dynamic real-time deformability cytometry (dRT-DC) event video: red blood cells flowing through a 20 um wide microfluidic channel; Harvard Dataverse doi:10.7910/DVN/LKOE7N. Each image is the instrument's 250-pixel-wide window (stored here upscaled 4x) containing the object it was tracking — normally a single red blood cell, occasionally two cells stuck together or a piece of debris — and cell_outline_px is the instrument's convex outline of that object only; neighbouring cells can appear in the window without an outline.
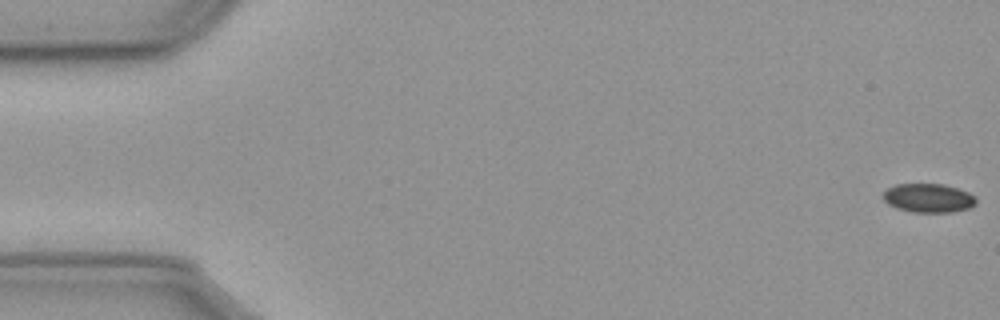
{"species": "common noctule bat (a hibernating species)", "species_latin": "Nyctalus noctula", "temperature_condition": "cold", "stored_images_in_passage": 58, "camera_frame_rate_fps": 3000, "um_per_image_px": 0.085, "animal": {"sex": "male", "body_mass_g": 23.1, "forearm_length_mm": 52.7}, "frame": {"image": 1, "passage_image": 1, "time_ms": 0.0, "image_size_px": [1000, 320], "cell_outline_px": [[976, 204], [968, 208], [952, 212], [912, 212], [896, 208], [888, 204], [880, 196], [888, 188], [896, 184], [944, 184], [968, 192], [976, 196]], "centroid_in_image_um": [78.9, 16.83], "position_along_channel_um": 6.1, "area_um2": 15.72}}
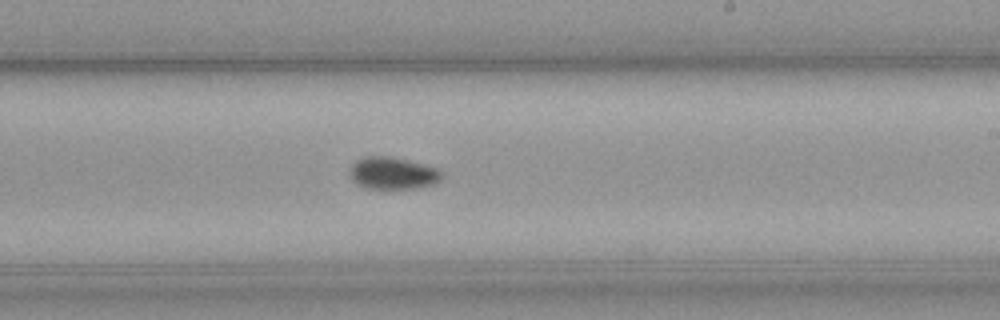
{"frame": {"image": 2, "passage_image": 34, "time_ms": 11.0, "image_size_px": [1000, 320], "cell_outline_px": [[440, 180], [436, 184], [416, 188], [368, 188], [356, 184], [352, 180], [348, 168], [356, 160], [364, 156], [392, 156], [436, 168], [440, 172]], "centroid_in_image_um": [33.33, 14.71], "position_along_channel_um": 255.7, "area_um2": 17.17}}
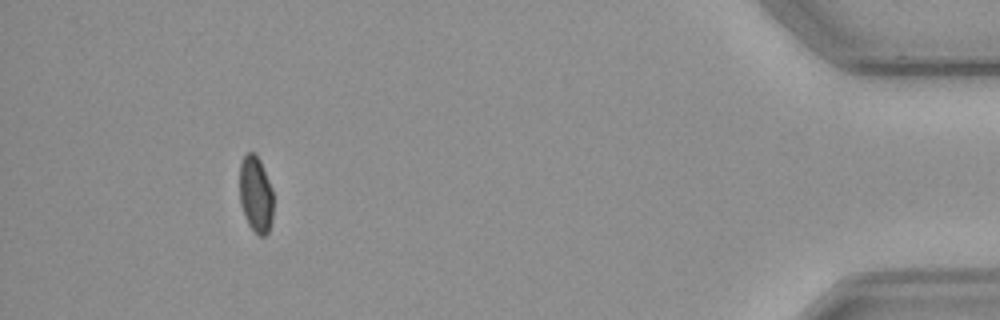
{"frame": {"image": 3, "passage_image": 53, "time_ms": 17.333, "image_size_px": [1000, 320], "cell_outline_px": [[272, 220], [268, 232], [264, 236], [260, 236], [248, 224], [244, 216], [240, 204], [240, 164], [244, 156], [248, 152], [252, 152], [260, 160], [272, 188]], "centroid_in_image_um": [21.73, 16.53], "position_along_channel_um": 413.5, "area_um2": 14.91}}